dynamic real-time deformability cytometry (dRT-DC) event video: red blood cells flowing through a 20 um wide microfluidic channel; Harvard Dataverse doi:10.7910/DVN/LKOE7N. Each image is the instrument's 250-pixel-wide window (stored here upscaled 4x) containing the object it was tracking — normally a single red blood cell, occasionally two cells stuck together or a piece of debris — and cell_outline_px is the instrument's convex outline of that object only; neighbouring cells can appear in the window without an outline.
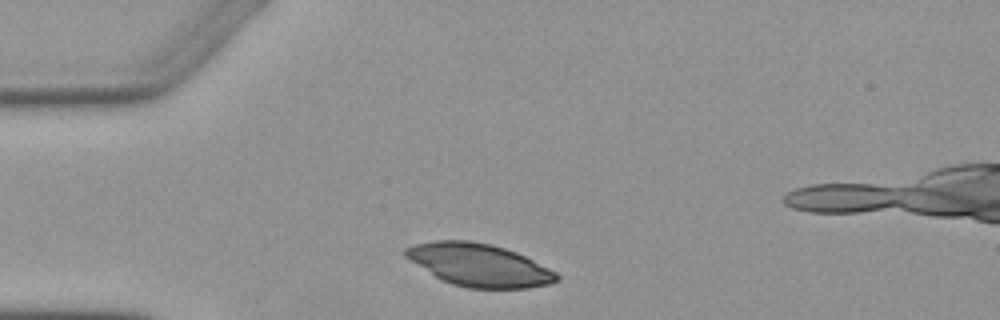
{"species": "Egyptian fruit bat (a non-hibernating species)", "species_latin": "Rousettus aegyptiacus", "temperature_condition": "warm", "stored_images_in_passage": 3, "camera_frame_rate_fps": 3000, "um_per_image_px": 0.085, "animal": {"sex": "female"}, "frame": {"image": 1, "passage_image": 1, "time_ms": 0.0, "image_size_px": [1000, 320], "cell_outline_px": [[560, 280], [548, 284], [528, 288], [468, 288], [452, 284], [440, 280], [404, 256], [404, 248], [412, 244], [432, 240], [472, 240], [492, 244], [516, 252], [556, 272], [560, 276]], "centroid_in_image_um": [40.68, 22.51], "position_along_channel_um": 44.3, "area_um2": 37.69}}